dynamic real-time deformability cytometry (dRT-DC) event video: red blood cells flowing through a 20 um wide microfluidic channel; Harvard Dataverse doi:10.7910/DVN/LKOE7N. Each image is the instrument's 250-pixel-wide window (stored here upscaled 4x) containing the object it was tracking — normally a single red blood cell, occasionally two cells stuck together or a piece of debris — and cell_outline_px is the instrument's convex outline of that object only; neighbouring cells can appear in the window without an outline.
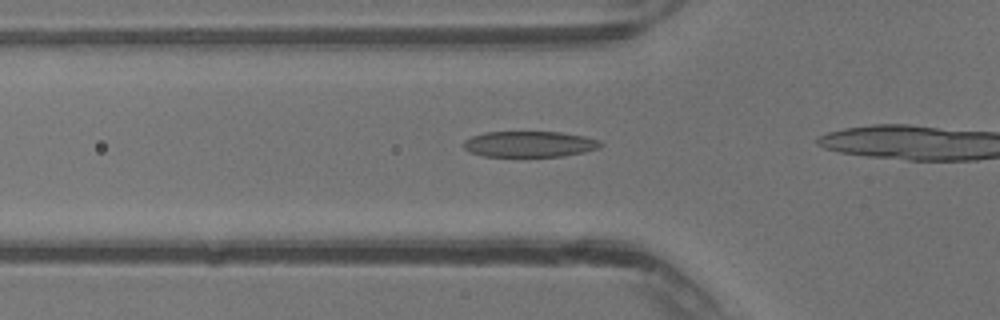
{"species": "common noctule bat (a hibernating species)", "species_latin": "Nyctalus noctula", "temperature_condition": "warm", "stored_images_in_passage": 12, "camera_frame_rate_fps": 3000, "um_per_image_px": 0.085, "animal": {"sex": "male", "body_mass_g": 13.3}, "frame": {"image": 1, "passage_image": 9, "time_ms": 2.667, "image_size_px": [1000, 320], "cell_outline_px": [[604, 144], [600, 148], [584, 152], [564, 156], [484, 156], [472, 152], [464, 148], [460, 144], [464, 140], [472, 136], [484, 132], [560, 132], [584, 136], [600, 140]], "centroid_in_image_um": [45.02, 12.24], "position_along_channel_um": 80.8, "area_um2": 20.75}}